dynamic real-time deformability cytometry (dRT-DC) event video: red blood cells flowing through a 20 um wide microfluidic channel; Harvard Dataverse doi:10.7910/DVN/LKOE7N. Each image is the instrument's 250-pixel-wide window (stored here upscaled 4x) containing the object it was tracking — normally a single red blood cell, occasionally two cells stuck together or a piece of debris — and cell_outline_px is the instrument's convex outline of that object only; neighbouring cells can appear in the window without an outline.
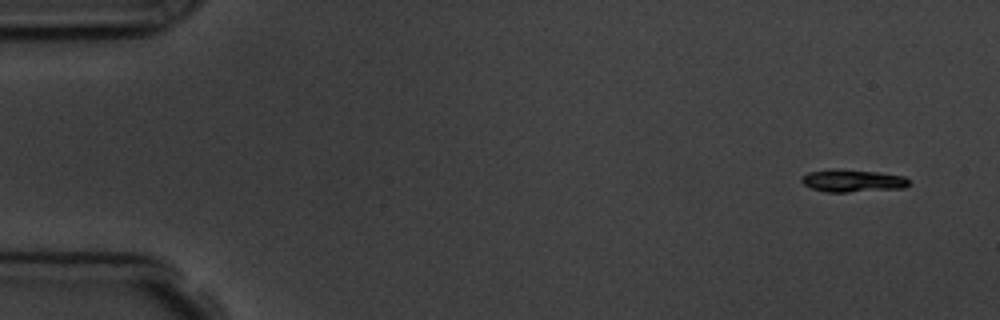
{"species": "common noctule bat (a hibernating species)", "species_latin": "Nyctalus noctula", "temperature_condition": "room temperature", "stored_images_in_passage": 5, "camera_frame_rate_fps": 3000, "um_per_image_px": 0.085, "animal": {"sex": "male", "body_mass_g": 19.5, "forearm_length_mm": 54.6}, "frame": {"image": 1, "passage_image": 1, "time_ms": 0.0, "image_size_px": [1000, 320], "cell_outline_px": [[912, 184], [904, 188], [848, 192], [828, 192], [812, 188], [804, 184], [800, 180], [800, 176], [808, 172], [840, 168], [876, 172], [904, 176]], "centroid_in_image_um": [72.47, 15.35], "position_along_channel_um": 12.5, "area_um2": 14.16}}